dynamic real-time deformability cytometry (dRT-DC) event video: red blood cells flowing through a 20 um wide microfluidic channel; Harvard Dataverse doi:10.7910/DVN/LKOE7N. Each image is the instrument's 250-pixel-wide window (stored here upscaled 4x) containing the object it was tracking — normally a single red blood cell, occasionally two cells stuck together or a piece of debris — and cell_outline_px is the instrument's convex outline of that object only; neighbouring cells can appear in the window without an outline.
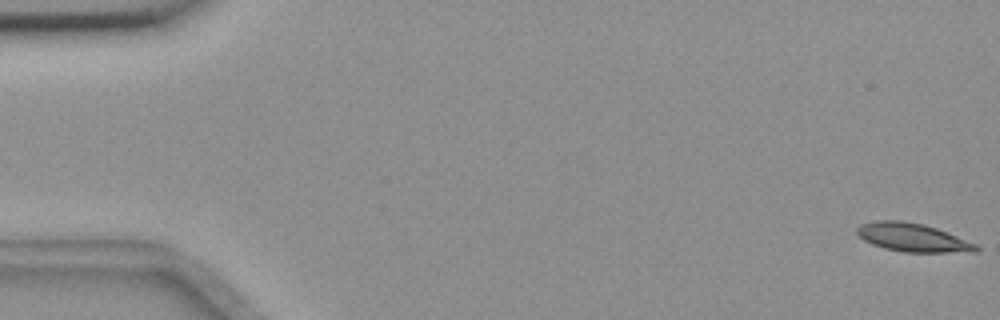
{"species": "common noctule bat (a hibernating species)", "species_latin": "Nyctalus noctula", "temperature_condition": "room temperature", "stored_images_in_passage": 56, "camera_frame_rate_fps": 3000, "um_per_image_px": 0.085, "animal": {"sex": "female", "body_mass_g": 18.4}, "frame": {"image": 1, "passage_image": 1, "time_ms": 0.0, "image_size_px": [1000, 320], "cell_outline_px": [[980, 248], [976, 252], [904, 252], [884, 248], [872, 244], [864, 240], [856, 232], [856, 228], [860, 224], [876, 220], [900, 220], [924, 224], [936, 228], [976, 244]], "centroid_in_image_um": [77.55, 20.18], "position_along_channel_um": 7.4, "area_um2": 19.65}}
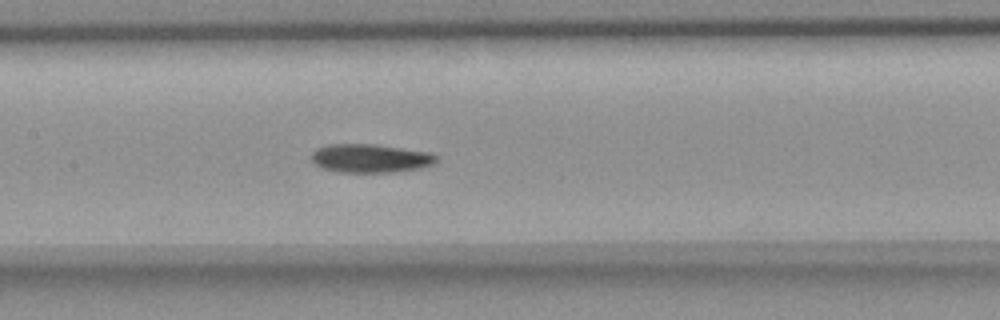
{"frame": {"image": 2, "passage_image": 27, "time_ms": 8.667, "image_size_px": [1000, 320], "cell_outline_px": [[436, 160], [432, 164], [420, 168], [396, 172], [336, 172], [320, 168], [312, 160], [312, 152], [316, 148], [332, 144], [372, 144], [432, 152], [436, 156]], "centroid_in_image_um": [31.46, 13.46], "position_along_channel_um": 175.9, "area_um2": 20.81}}
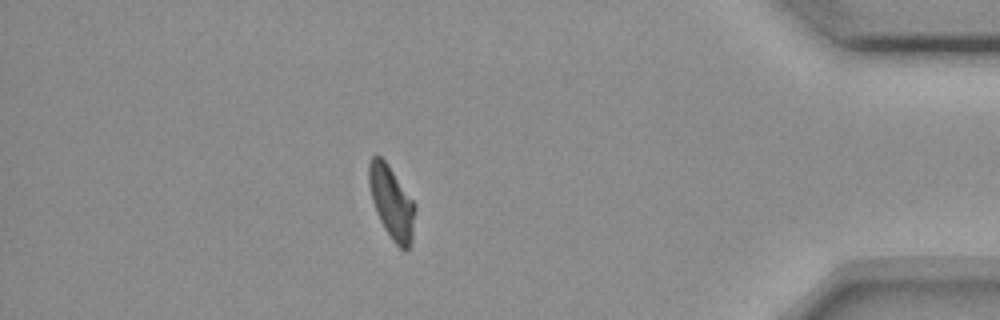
{"frame": {"image": 3, "passage_image": 49, "time_ms": 16.0, "image_size_px": [1000, 320], "cell_outline_px": [[416, 208], [412, 240], [408, 248], [404, 252], [392, 240], [384, 228], [376, 212], [372, 200], [368, 184], [368, 164], [372, 156], [380, 156], [388, 164], [416, 204]], "centroid_in_image_um": [33.29, 17.21], "position_along_channel_um": 401.9, "area_um2": 19.71}, "authors_computed_cell_mechanics": {"area_um2": 20.5479, "velocity_mm_per_s": 3.6522, "shape_relaxation_time_tau1_ms": 6.6349, "shape_relaxation_time_tau2_ms": null, "deformation_change_tau1": 0.1747, "deformation_change_tau2": null}}